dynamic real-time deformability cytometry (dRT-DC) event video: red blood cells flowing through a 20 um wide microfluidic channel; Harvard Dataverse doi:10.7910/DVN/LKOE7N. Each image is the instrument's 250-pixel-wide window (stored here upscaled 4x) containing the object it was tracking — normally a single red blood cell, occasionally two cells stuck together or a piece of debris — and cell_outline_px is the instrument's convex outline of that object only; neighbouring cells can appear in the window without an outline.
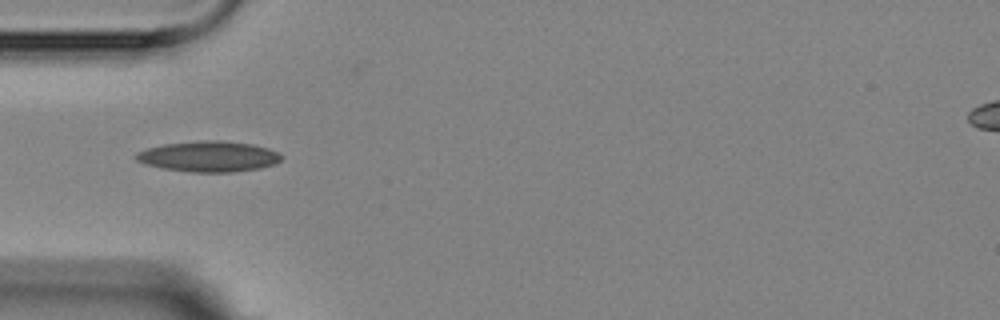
{"species": "Egyptian fruit bat (a non-hibernating species)", "species_latin": "Rousettus aegyptiacus", "temperature_condition": "room temperature", "stored_images_in_passage": 6, "camera_frame_rate_fps": 3000, "um_per_image_px": 0.085, "animal": {"sex": "female"}, "frame": {"image": 1, "passage_image": 4, "time_ms": 4.333, "image_size_px": [1000, 320], "cell_outline_px": [[280, 160], [276, 164], [260, 168], [232, 172], [192, 172], [164, 168], [144, 164], [136, 160], [136, 152], [148, 148], [164, 144], [200, 140], [220, 140], [252, 144], [268, 148], [276, 152], [280, 156]], "centroid_in_image_um": [17.73, 13.29], "position_along_channel_um": 67.3, "area_um2": 25.84}}
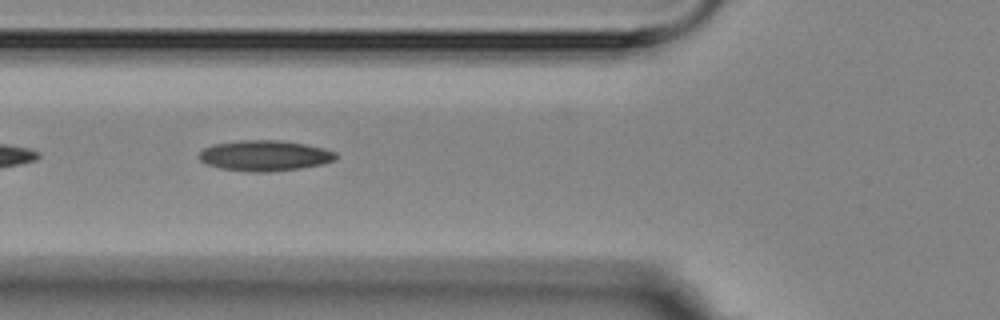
{"frame": {"image": 2, "passage_image": 5, "time_ms": 5.333, "image_size_px": [1000, 320], "cell_outline_px": [[336, 160], [320, 164], [300, 168], [268, 172], [252, 172], [220, 168], [208, 164], [200, 160], [196, 156], [204, 148], [212, 144], [240, 140], [284, 140], [324, 148], [336, 152]], "centroid_in_image_um": [22.48, 13.22], "position_along_channel_um": 103.3, "area_um2": 24.45}}
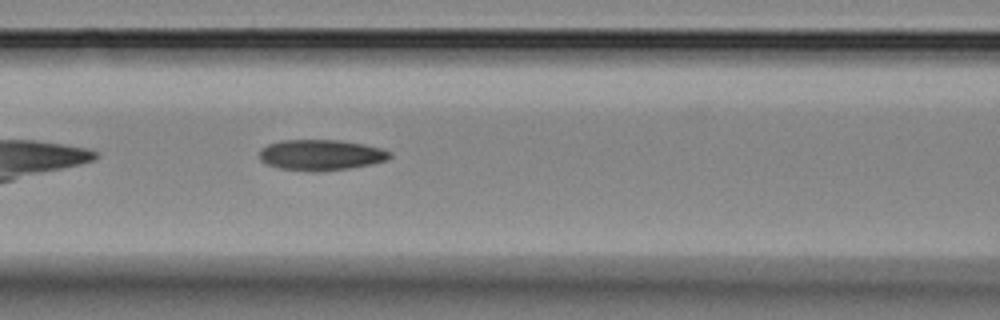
{"frame": {"image": 3, "passage_image": 6, "time_ms": 6.333, "image_size_px": [1000, 320], "cell_outline_px": [[392, 156], [388, 160], [348, 168], [320, 172], [312, 172], [280, 168], [268, 164], [260, 160], [260, 152], [268, 144], [280, 140], [340, 140], [364, 144], [380, 148], [392, 152]], "centroid_in_image_um": [27.3, 13.17], "position_along_channel_um": 139.3, "area_um2": 23.29}}